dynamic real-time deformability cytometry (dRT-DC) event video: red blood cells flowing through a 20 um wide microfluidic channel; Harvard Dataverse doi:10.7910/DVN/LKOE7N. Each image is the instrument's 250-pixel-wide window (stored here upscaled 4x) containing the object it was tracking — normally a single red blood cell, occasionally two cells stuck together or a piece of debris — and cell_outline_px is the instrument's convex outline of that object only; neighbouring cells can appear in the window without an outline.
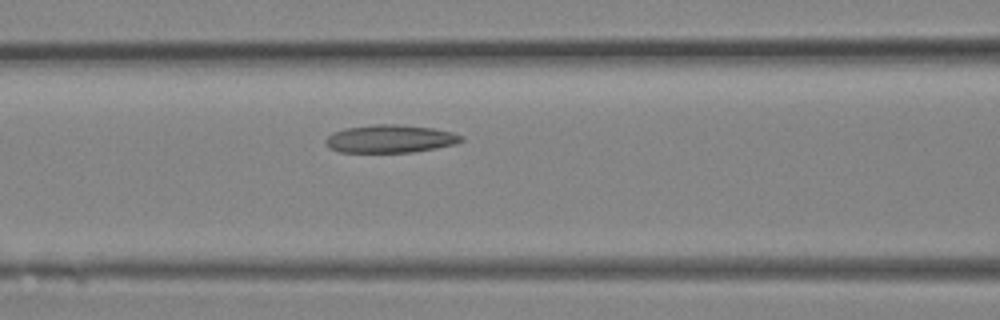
{"species": "Egyptian fruit bat (a non-hibernating species)", "species_latin": "Rousettus aegyptiacus", "temperature_condition": "room temperature", "stored_images_in_passage": 10, "segment_of_instrument_passage": [1, 2], "camera_frame_rate_fps": 3000, "um_per_image_px": 0.085, "animal": {"sex": "female"}, "frame": {"image": 1, "passage_image": 7, "time_ms": 2.0, "image_size_px": [1000, 320], "cell_outline_px": [[464, 140], [456, 144], [436, 148], [412, 152], [340, 152], [332, 148], [324, 140], [332, 132], [344, 128], [376, 124], [392, 124], [432, 128], [452, 132], [464, 136]], "centroid_in_image_um": [33.19, 11.79], "position_along_channel_um": 133.4, "area_um2": 21.96}}
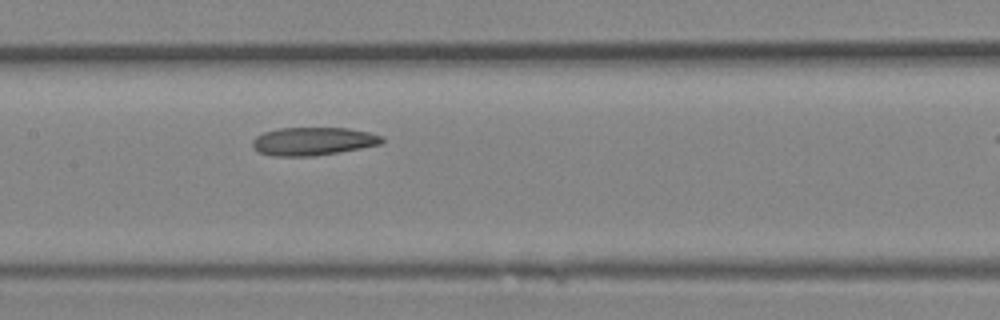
{"frame": {"image": 2, "passage_image": 9, "time_ms": 2.667, "image_size_px": [1000, 320], "cell_outline_px": [[384, 140], [380, 144], [340, 152], [312, 156], [272, 156], [260, 152], [252, 144], [252, 140], [256, 136], [264, 132], [280, 128], [348, 128], [368, 132], [384, 136]], "centroid_in_image_um": [26.62, 12.0], "position_along_channel_um": 180.8, "area_um2": 21.1}}